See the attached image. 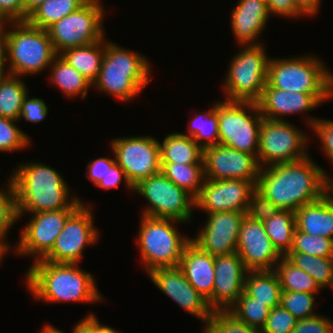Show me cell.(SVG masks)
Segmentation results:
<instances>
[{
  "instance_id": "1",
  "label": "cell",
  "mask_w": 333,
  "mask_h": 333,
  "mask_svg": "<svg viewBox=\"0 0 333 333\" xmlns=\"http://www.w3.org/2000/svg\"><path fill=\"white\" fill-rule=\"evenodd\" d=\"M310 156L260 169L256 189L280 210L297 211L333 187V179Z\"/></svg>"
},
{
  "instance_id": "2",
  "label": "cell",
  "mask_w": 333,
  "mask_h": 333,
  "mask_svg": "<svg viewBox=\"0 0 333 333\" xmlns=\"http://www.w3.org/2000/svg\"><path fill=\"white\" fill-rule=\"evenodd\" d=\"M62 177L45 163L27 162L16 167L10 180L15 190L18 219L26 213L77 209L83 202L70 195Z\"/></svg>"
},
{
  "instance_id": "3",
  "label": "cell",
  "mask_w": 333,
  "mask_h": 333,
  "mask_svg": "<svg viewBox=\"0 0 333 333\" xmlns=\"http://www.w3.org/2000/svg\"><path fill=\"white\" fill-rule=\"evenodd\" d=\"M26 273L28 290L41 302L100 303L102 293L96 279L79 264L54 263L39 260L32 263Z\"/></svg>"
},
{
  "instance_id": "4",
  "label": "cell",
  "mask_w": 333,
  "mask_h": 333,
  "mask_svg": "<svg viewBox=\"0 0 333 333\" xmlns=\"http://www.w3.org/2000/svg\"><path fill=\"white\" fill-rule=\"evenodd\" d=\"M150 61L141 53L107 41L100 72L92 86L118 100L129 102L153 80Z\"/></svg>"
},
{
  "instance_id": "5",
  "label": "cell",
  "mask_w": 333,
  "mask_h": 333,
  "mask_svg": "<svg viewBox=\"0 0 333 333\" xmlns=\"http://www.w3.org/2000/svg\"><path fill=\"white\" fill-rule=\"evenodd\" d=\"M0 42L9 74L24 77L49 69L58 55L47 30L28 21H9ZM12 28V29H11ZM15 28V29H14ZM9 61V62H8Z\"/></svg>"
},
{
  "instance_id": "6",
  "label": "cell",
  "mask_w": 333,
  "mask_h": 333,
  "mask_svg": "<svg viewBox=\"0 0 333 333\" xmlns=\"http://www.w3.org/2000/svg\"><path fill=\"white\" fill-rule=\"evenodd\" d=\"M137 244L141 264L150 273L157 268H175L179 266L185 246L191 238L182 236L173 225L183 223L175 219L155 218L141 215Z\"/></svg>"
},
{
  "instance_id": "7",
  "label": "cell",
  "mask_w": 333,
  "mask_h": 333,
  "mask_svg": "<svg viewBox=\"0 0 333 333\" xmlns=\"http://www.w3.org/2000/svg\"><path fill=\"white\" fill-rule=\"evenodd\" d=\"M288 58H270L267 72L270 86L290 92L333 94V73L318 56Z\"/></svg>"
},
{
  "instance_id": "8",
  "label": "cell",
  "mask_w": 333,
  "mask_h": 333,
  "mask_svg": "<svg viewBox=\"0 0 333 333\" xmlns=\"http://www.w3.org/2000/svg\"><path fill=\"white\" fill-rule=\"evenodd\" d=\"M268 57L264 45H243L226 71L222 88L229 101L258 102L267 82Z\"/></svg>"
},
{
  "instance_id": "9",
  "label": "cell",
  "mask_w": 333,
  "mask_h": 333,
  "mask_svg": "<svg viewBox=\"0 0 333 333\" xmlns=\"http://www.w3.org/2000/svg\"><path fill=\"white\" fill-rule=\"evenodd\" d=\"M216 112L219 120V144L257 157L263 121L258 103L217 101Z\"/></svg>"
},
{
  "instance_id": "10",
  "label": "cell",
  "mask_w": 333,
  "mask_h": 333,
  "mask_svg": "<svg viewBox=\"0 0 333 333\" xmlns=\"http://www.w3.org/2000/svg\"><path fill=\"white\" fill-rule=\"evenodd\" d=\"M133 193L141 195L149 202L144 211H141L142 215L175 219L183 223L191 221L195 198L161 171L139 181L133 187Z\"/></svg>"
},
{
  "instance_id": "11",
  "label": "cell",
  "mask_w": 333,
  "mask_h": 333,
  "mask_svg": "<svg viewBox=\"0 0 333 333\" xmlns=\"http://www.w3.org/2000/svg\"><path fill=\"white\" fill-rule=\"evenodd\" d=\"M101 3L100 0H88L47 29L57 54L65 49L89 45L105 38L102 22L106 12Z\"/></svg>"
},
{
  "instance_id": "12",
  "label": "cell",
  "mask_w": 333,
  "mask_h": 333,
  "mask_svg": "<svg viewBox=\"0 0 333 333\" xmlns=\"http://www.w3.org/2000/svg\"><path fill=\"white\" fill-rule=\"evenodd\" d=\"M307 134L287 120L262 121L259 132L258 163L260 167L303 160L307 153Z\"/></svg>"
},
{
  "instance_id": "13",
  "label": "cell",
  "mask_w": 333,
  "mask_h": 333,
  "mask_svg": "<svg viewBox=\"0 0 333 333\" xmlns=\"http://www.w3.org/2000/svg\"><path fill=\"white\" fill-rule=\"evenodd\" d=\"M110 142L116 163L133 187L139 181L161 171L158 139L143 135L115 138Z\"/></svg>"
},
{
  "instance_id": "14",
  "label": "cell",
  "mask_w": 333,
  "mask_h": 333,
  "mask_svg": "<svg viewBox=\"0 0 333 333\" xmlns=\"http://www.w3.org/2000/svg\"><path fill=\"white\" fill-rule=\"evenodd\" d=\"M90 205L82 203L66 220L52 250L42 259L54 263L78 264L87 245H96L99 231L94 226Z\"/></svg>"
},
{
  "instance_id": "15",
  "label": "cell",
  "mask_w": 333,
  "mask_h": 333,
  "mask_svg": "<svg viewBox=\"0 0 333 333\" xmlns=\"http://www.w3.org/2000/svg\"><path fill=\"white\" fill-rule=\"evenodd\" d=\"M75 210L63 209L31 214L32 218L20 232L19 242L13 247L15 253L18 256H34V262L42 260L52 250L67 218Z\"/></svg>"
},
{
  "instance_id": "16",
  "label": "cell",
  "mask_w": 333,
  "mask_h": 333,
  "mask_svg": "<svg viewBox=\"0 0 333 333\" xmlns=\"http://www.w3.org/2000/svg\"><path fill=\"white\" fill-rule=\"evenodd\" d=\"M203 163L205 179H241L255 185L261 169L256 156L221 144L203 149Z\"/></svg>"
},
{
  "instance_id": "17",
  "label": "cell",
  "mask_w": 333,
  "mask_h": 333,
  "mask_svg": "<svg viewBox=\"0 0 333 333\" xmlns=\"http://www.w3.org/2000/svg\"><path fill=\"white\" fill-rule=\"evenodd\" d=\"M256 185L247 180L205 179L199 196L195 199V208L206 214L223 211L247 212L250 195Z\"/></svg>"
},
{
  "instance_id": "18",
  "label": "cell",
  "mask_w": 333,
  "mask_h": 333,
  "mask_svg": "<svg viewBox=\"0 0 333 333\" xmlns=\"http://www.w3.org/2000/svg\"><path fill=\"white\" fill-rule=\"evenodd\" d=\"M237 254L248 271L274 270L283 257L268 237L263 222L247 215L241 223Z\"/></svg>"
},
{
  "instance_id": "19",
  "label": "cell",
  "mask_w": 333,
  "mask_h": 333,
  "mask_svg": "<svg viewBox=\"0 0 333 333\" xmlns=\"http://www.w3.org/2000/svg\"><path fill=\"white\" fill-rule=\"evenodd\" d=\"M246 213L223 211L208 214L202 230L191 240L213 256L235 253L241 223Z\"/></svg>"
},
{
  "instance_id": "20",
  "label": "cell",
  "mask_w": 333,
  "mask_h": 333,
  "mask_svg": "<svg viewBox=\"0 0 333 333\" xmlns=\"http://www.w3.org/2000/svg\"><path fill=\"white\" fill-rule=\"evenodd\" d=\"M147 275L161 292L202 323L206 324L210 319L213 310L207 300L188 282L178 267L157 268Z\"/></svg>"
},
{
  "instance_id": "21",
  "label": "cell",
  "mask_w": 333,
  "mask_h": 333,
  "mask_svg": "<svg viewBox=\"0 0 333 333\" xmlns=\"http://www.w3.org/2000/svg\"><path fill=\"white\" fill-rule=\"evenodd\" d=\"M214 270L213 293L207 303L213 311L228 310L244 292L248 270L237 252L215 256Z\"/></svg>"
},
{
  "instance_id": "22",
  "label": "cell",
  "mask_w": 333,
  "mask_h": 333,
  "mask_svg": "<svg viewBox=\"0 0 333 333\" xmlns=\"http://www.w3.org/2000/svg\"><path fill=\"white\" fill-rule=\"evenodd\" d=\"M331 98H333V94L284 91L274 88L266 82L262 97L257 103L264 119L285 120L280 116L312 111Z\"/></svg>"
},
{
  "instance_id": "23",
  "label": "cell",
  "mask_w": 333,
  "mask_h": 333,
  "mask_svg": "<svg viewBox=\"0 0 333 333\" xmlns=\"http://www.w3.org/2000/svg\"><path fill=\"white\" fill-rule=\"evenodd\" d=\"M231 15V29L237 44H262L257 42V37H260L270 17L266 0H238Z\"/></svg>"
},
{
  "instance_id": "24",
  "label": "cell",
  "mask_w": 333,
  "mask_h": 333,
  "mask_svg": "<svg viewBox=\"0 0 333 333\" xmlns=\"http://www.w3.org/2000/svg\"><path fill=\"white\" fill-rule=\"evenodd\" d=\"M215 256L204 252L192 240L185 246L178 268L188 282L208 300L214 287Z\"/></svg>"
},
{
  "instance_id": "25",
  "label": "cell",
  "mask_w": 333,
  "mask_h": 333,
  "mask_svg": "<svg viewBox=\"0 0 333 333\" xmlns=\"http://www.w3.org/2000/svg\"><path fill=\"white\" fill-rule=\"evenodd\" d=\"M296 229L333 239V187L318 200L295 211Z\"/></svg>"
},
{
  "instance_id": "26",
  "label": "cell",
  "mask_w": 333,
  "mask_h": 333,
  "mask_svg": "<svg viewBox=\"0 0 333 333\" xmlns=\"http://www.w3.org/2000/svg\"><path fill=\"white\" fill-rule=\"evenodd\" d=\"M105 54V38L89 45L65 49L59 55L91 84L97 79Z\"/></svg>"
},
{
  "instance_id": "27",
  "label": "cell",
  "mask_w": 333,
  "mask_h": 333,
  "mask_svg": "<svg viewBox=\"0 0 333 333\" xmlns=\"http://www.w3.org/2000/svg\"><path fill=\"white\" fill-rule=\"evenodd\" d=\"M244 292L271 309L280 305L282 290L274 270L248 271Z\"/></svg>"
},
{
  "instance_id": "28",
  "label": "cell",
  "mask_w": 333,
  "mask_h": 333,
  "mask_svg": "<svg viewBox=\"0 0 333 333\" xmlns=\"http://www.w3.org/2000/svg\"><path fill=\"white\" fill-rule=\"evenodd\" d=\"M159 144L161 162L204 164L202 147L189 136L174 132Z\"/></svg>"
},
{
  "instance_id": "29",
  "label": "cell",
  "mask_w": 333,
  "mask_h": 333,
  "mask_svg": "<svg viewBox=\"0 0 333 333\" xmlns=\"http://www.w3.org/2000/svg\"><path fill=\"white\" fill-rule=\"evenodd\" d=\"M48 77L50 83L58 87L66 97L81 96V99H85L88 95V89L92 87V84L82 74H80L75 68L67 63L59 54L54 58L51 63Z\"/></svg>"
},
{
  "instance_id": "30",
  "label": "cell",
  "mask_w": 333,
  "mask_h": 333,
  "mask_svg": "<svg viewBox=\"0 0 333 333\" xmlns=\"http://www.w3.org/2000/svg\"><path fill=\"white\" fill-rule=\"evenodd\" d=\"M161 172L195 199L199 196L205 181L204 164L161 162Z\"/></svg>"
},
{
  "instance_id": "31",
  "label": "cell",
  "mask_w": 333,
  "mask_h": 333,
  "mask_svg": "<svg viewBox=\"0 0 333 333\" xmlns=\"http://www.w3.org/2000/svg\"><path fill=\"white\" fill-rule=\"evenodd\" d=\"M263 225L275 248L282 256H286L291 250L296 229L295 212L279 209Z\"/></svg>"
},
{
  "instance_id": "32",
  "label": "cell",
  "mask_w": 333,
  "mask_h": 333,
  "mask_svg": "<svg viewBox=\"0 0 333 333\" xmlns=\"http://www.w3.org/2000/svg\"><path fill=\"white\" fill-rule=\"evenodd\" d=\"M274 271L279 278L282 291L318 294L322 289L308 273L293 264L286 256L278 261Z\"/></svg>"
},
{
  "instance_id": "33",
  "label": "cell",
  "mask_w": 333,
  "mask_h": 333,
  "mask_svg": "<svg viewBox=\"0 0 333 333\" xmlns=\"http://www.w3.org/2000/svg\"><path fill=\"white\" fill-rule=\"evenodd\" d=\"M88 0H45L29 16L27 21L47 30L63 17L79 9Z\"/></svg>"
},
{
  "instance_id": "34",
  "label": "cell",
  "mask_w": 333,
  "mask_h": 333,
  "mask_svg": "<svg viewBox=\"0 0 333 333\" xmlns=\"http://www.w3.org/2000/svg\"><path fill=\"white\" fill-rule=\"evenodd\" d=\"M21 78L8 74L2 81L0 85L1 117L19 121L23 101L29 92L25 81Z\"/></svg>"
},
{
  "instance_id": "35",
  "label": "cell",
  "mask_w": 333,
  "mask_h": 333,
  "mask_svg": "<svg viewBox=\"0 0 333 333\" xmlns=\"http://www.w3.org/2000/svg\"><path fill=\"white\" fill-rule=\"evenodd\" d=\"M188 134L202 149L219 144V120L216 102L209 110L195 114L188 123ZM202 142V143H201Z\"/></svg>"
},
{
  "instance_id": "36",
  "label": "cell",
  "mask_w": 333,
  "mask_h": 333,
  "mask_svg": "<svg viewBox=\"0 0 333 333\" xmlns=\"http://www.w3.org/2000/svg\"><path fill=\"white\" fill-rule=\"evenodd\" d=\"M286 257L308 273L321 288H333V257H317L299 252H289Z\"/></svg>"
},
{
  "instance_id": "37",
  "label": "cell",
  "mask_w": 333,
  "mask_h": 333,
  "mask_svg": "<svg viewBox=\"0 0 333 333\" xmlns=\"http://www.w3.org/2000/svg\"><path fill=\"white\" fill-rule=\"evenodd\" d=\"M238 320L250 327L261 330L270 314L271 308L243 292L228 309Z\"/></svg>"
},
{
  "instance_id": "38",
  "label": "cell",
  "mask_w": 333,
  "mask_h": 333,
  "mask_svg": "<svg viewBox=\"0 0 333 333\" xmlns=\"http://www.w3.org/2000/svg\"><path fill=\"white\" fill-rule=\"evenodd\" d=\"M290 252H299L322 258L333 257V239L313 236L295 229Z\"/></svg>"
},
{
  "instance_id": "39",
  "label": "cell",
  "mask_w": 333,
  "mask_h": 333,
  "mask_svg": "<svg viewBox=\"0 0 333 333\" xmlns=\"http://www.w3.org/2000/svg\"><path fill=\"white\" fill-rule=\"evenodd\" d=\"M7 187L0 189V241L11 250L8 241L4 240L13 224L18 219L16 195L10 178ZM6 241V242H5Z\"/></svg>"
},
{
  "instance_id": "40",
  "label": "cell",
  "mask_w": 333,
  "mask_h": 333,
  "mask_svg": "<svg viewBox=\"0 0 333 333\" xmlns=\"http://www.w3.org/2000/svg\"><path fill=\"white\" fill-rule=\"evenodd\" d=\"M204 327L202 333H260V330L238 320L228 310L213 311Z\"/></svg>"
},
{
  "instance_id": "41",
  "label": "cell",
  "mask_w": 333,
  "mask_h": 333,
  "mask_svg": "<svg viewBox=\"0 0 333 333\" xmlns=\"http://www.w3.org/2000/svg\"><path fill=\"white\" fill-rule=\"evenodd\" d=\"M316 295L307 292L282 291L280 305L297 319H307L318 313L314 311Z\"/></svg>"
},
{
  "instance_id": "42",
  "label": "cell",
  "mask_w": 333,
  "mask_h": 333,
  "mask_svg": "<svg viewBox=\"0 0 333 333\" xmlns=\"http://www.w3.org/2000/svg\"><path fill=\"white\" fill-rule=\"evenodd\" d=\"M18 121L0 116V152L12 153L30 146V137L16 126Z\"/></svg>"
},
{
  "instance_id": "43",
  "label": "cell",
  "mask_w": 333,
  "mask_h": 333,
  "mask_svg": "<svg viewBox=\"0 0 333 333\" xmlns=\"http://www.w3.org/2000/svg\"><path fill=\"white\" fill-rule=\"evenodd\" d=\"M299 319L281 305L272 308L260 333H291Z\"/></svg>"
},
{
  "instance_id": "44",
  "label": "cell",
  "mask_w": 333,
  "mask_h": 333,
  "mask_svg": "<svg viewBox=\"0 0 333 333\" xmlns=\"http://www.w3.org/2000/svg\"><path fill=\"white\" fill-rule=\"evenodd\" d=\"M279 208L257 189L250 195L248 210L246 215L251 219L264 222L274 216Z\"/></svg>"
},
{
  "instance_id": "45",
  "label": "cell",
  "mask_w": 333,
  "mask_h": 333,
  "mask_svg": "<svg viewBox=\"0 0 333 333\" xmlns=\"http://www.w3.org/2000/svg\"><path fill=\"white\" fill-rule=\"evenodd\" d=\"M311 130L320 138V145L324 155L333 163V120L318 119L310 117L307 120Z\"/></svg>"
},
{
  "instance_id": "46",
  "label": "cell",
  "mask_w": 333,
  "mask_h": 333,
  "mask_svg": "<svg viewBox=\"0 0 333 333\" xmlns=\"http://www.w3.org/2000/svg\"><path fill=\"white\" fill-rule=\"evenodd\" d=\"M291 333H333V321L320 314L299 319Z\"/></svg>"
},
{
  "instance_id": "47",
  "label": "cell",
  "mask_w": 333,
  "mask_h": 333,
  "mask_svg": "<svg viewBox=\"0 0 333 333\" xmlns=\"http://www.w3.org/2000/svg\"><path fill=\"white\" fill-rule=\"evenodd\" d=\"M27 95L23 101L20 118L32 123L43 121L48 114L47 104L40 98H28Z\"/></svg>"
},
{
  "instance_id": "48",
  "label": "cell",
  "mask_w": 333,
  "mask_h": 333,
  "mask_svg": "<svg viewBox=\"0 0 333 333\" xmlns=\"http://www.w3.org/2000/svg\"><path fill=\"white\" fill-rule=\"evenodd\" d=\"M115 163V158L99 157L94 159L87 164L86 176L96 186Z\"/></svg>"
},
{
  "instance_id": "49",
  "label": "cell",
  "mask_w": 333,
  "mask_h": 333,
  "mask_svg": "<svg viewBox=\"0 0 333 333\" xmlns=\"http://www.w3.org/2000/svg\"><path fill=\"white\" fill-rule=\"evenodd\" d=\"M270 15H278L288 18H303V15L298 11L295 0H266Z\"/></svg>"
},
{
  "instance_id": "50",
  "label": "cell",
  "mask_w": 333,
  "mask_h": 333,
  "mask_svg": "<svg viewBox=\"0 0 333 333\" xmlns=\"http://www.w3.org/2000/svg\"><path fill=\"white\" fill-rule=\"evenodd\" d=\"M124 179L125 185L127 189H131L133 191V186L127 180L124 171L119 167L117 163H115L110 170H108L107 174L102 177V179L96 185L98 188L113 189L117 188L122 180Z\"/></svg>"
},
{
  "instance_id": "51",
  "label": "cell",
  "mask_w": 333,
  "mask_h": 333,
  "mask_svg": "<svg viewBox=\"0 0 333 333\" xmlns=\"http://www.w3.org/2000/svg\"><path fill=\"white\" fill-rule=\"evenodd\" d=\"M0 14L9 21H24L23 0H0Z\"/></svg>"
},
{
  "instance_id": "52",
  "label": "cell",
  "mask_w": 333,
  "mask_h": 333,
  "mask_svg": "<svg viewBox=\"0 0 333 333\" xmlns=\"http://www.w3.org/2000/svg\"><path fill=\"white\" fill-rule=\"evenodd\" d=\"M72 333H97V318L89 313L73 327Z\"/></svg>"
},
{
  "instance_id": "53",
  "label": "cell",
  "mask_w": 333,
  "mask_h": 333,
  "mask_svg": "<svg viewBox=\"0 0 333 333\" xmlns=\"http://www.w3.org/2000/svg\"><path fill=\"white\" fill-rule=\"evenodd\" d=\"M298 11L304 16H314L319 13L321 0H295Z\"/></svg>"
},
{
  "instance_id": "54",
  "label": "cell",
  "mask_w": 333,
  "mask_h": 333,
  "mask_svg": "<svg viewBox=\"0 0 333 333\" xmlns=\"http://www.w3.org/2000/svg\"><path fill=\"white\" fill-rule=\"evenodd\" d=\"M45 0H23L24 21H27L28 16Z\"/></svg>"
},
{
  "instance_id": "55",
  "label": "cell",
  "mask_w": 333,
  "mask_h": 333,
  "mask_svg": "<svg viewBox=\"0 0 333 333\" xmlns=\"http://www.w3.org/2000/svg\"><path fill=\"white\" fill-rule=\"evenodd\" d=\"M5 68H7L5 58H4V55H3L2 51L0 50V85H1L2 81L9 74L8 70L7 69L5 70Z\"/></svg>"
},
{
  "instance_id": "56",
  "label": "cell",
  "mask_w": 333,
  "mask_h": 333,
  "mask_svg": "<svg viewBox=\"0 0 333 333\" xmlns=\"http://www.w3.org/2000/svg\"><path fill=\"white\" fill-rule=\"evenodd\" d=\"M97 333H121L120 331H117L107 325H102L97 319Z\"/></svg>"
},
{
  "instance_id": "57",
  "label": "cell",
  "mask_w": 333,
  "mask_h": 333,
  "mask_svg": "<svg viewBox=\"0 0 333 333\" xmlns=\"http://www.w3.org/2000/svg\"><path fill=\"white\" fill-rule=\"evenodd\" d=\"M40 333H66V332L61 331L60 329H57L50 324H45Z\"/></svg>"
},
{
  "instance_id": "58",
  "label": "cell",
  "mask_w": 333,
  "mask_h": 333,
  "mask_svg": "<svg viewBox=\"0 0 333 333\" xmlns=\"http://www.w3.org/2000/svg\"><path fill=\"white\" fill-rule=\"evenodd\" d=\"M8 26L7 25V21L5 20V18L0 14V42L2 39V35L4 32L5 27Z\"/></svg>"
},
{
  "instance_id": "59",
  "label": "cell",
  "mask_w": 333,
  "mask_h": 333,
  "mask_svg": "<svg viewBox=\"0 0 333 333\" xmlns=\"http://www.w3.org/2000/svg\"><path fill=\"white\" fill-rule=\"evenodd\" d=\"M10 251L1 241H0V262L4 259V256Z\"/></svg>"
}]
</instances>
